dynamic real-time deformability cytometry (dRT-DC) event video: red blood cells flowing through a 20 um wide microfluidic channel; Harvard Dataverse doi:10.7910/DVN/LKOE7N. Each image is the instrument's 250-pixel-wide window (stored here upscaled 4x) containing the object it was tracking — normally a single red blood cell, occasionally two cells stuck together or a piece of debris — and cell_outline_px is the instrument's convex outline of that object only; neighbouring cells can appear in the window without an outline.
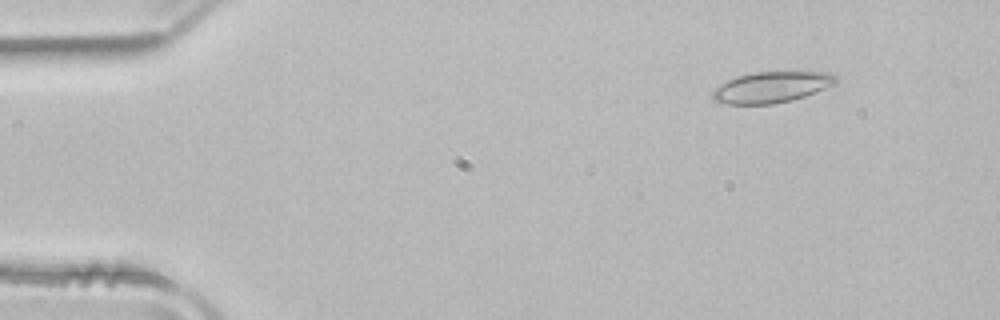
{"species": "common noctule bat (a hibernating species)", "species_latin": "Nyctalus noctula", "temperature_condition": "room temperature", "stored_images_in_passage": 47, "camera_frame_rate_fps": 3000, "um_per_image_px": 0.085, "animal": {"sex": "male", "body_mass_g": 21.5, "forearm_length_mm": 52.0}, "frame": {"image": 1, "passage_image": 2, "time_ms": 0.333, "image_size_px": [1000, 320], "cell_outline_px": [[836, 84], [816, 92], [792, 100], [772, 104], [728, 104], [716, 100], [712, 96], [712, 88], [736, 76], [756, 72], [828, 72], [836, 76]], "centroid_in_image_um": [65.57, 7.41], "position_along_channel_um": 19.4, "area_um2": 22.2}}
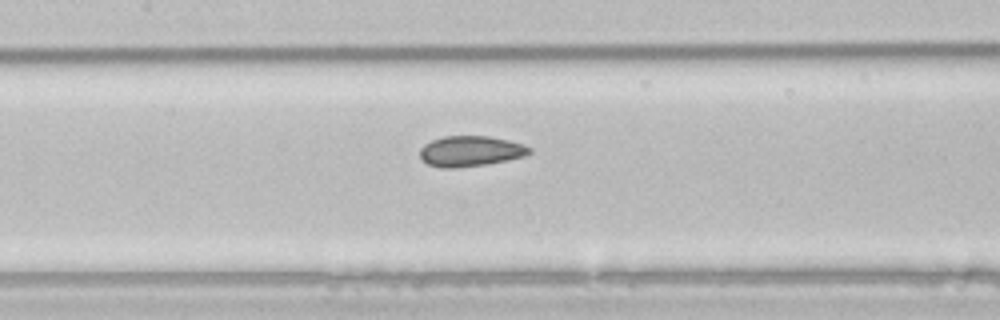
{"frame": {"image": 2, "passage_image": 20, "time_ms": 6.333, "image_size_px": [1000, 320], "cell_outline_px": [[532, 152], [524, 156], [508, 160], [484, 164], [456, 168], [440, 168], [428, 164], [420, 160], [420, 148], [424, 144], [432, 140], [444, 136], [488, 136], [508, 140], [524, 144], [532, 148]], "centroid_in_image_um": [39.98, 12.85], "position_along_channel_um": 167.4, "area_um2": 19.59}}
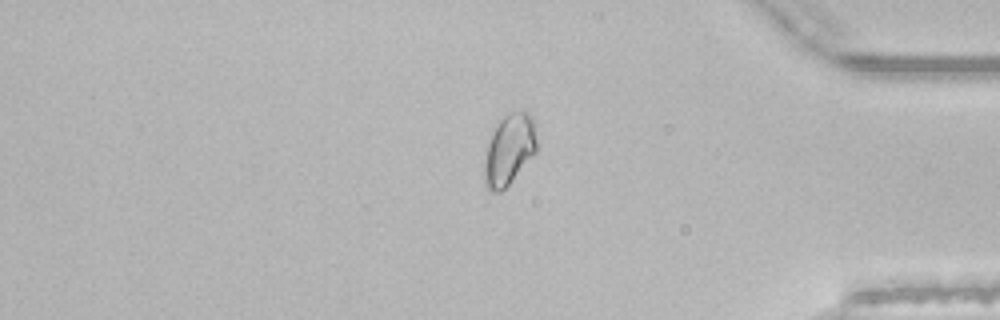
{"frame": {"image": 3, "passage_image": 39, "time_ms": 12.667, "image_size_px": [1000, 320], "cell_outline_px": [[536, 152], [512, 180], [500, 192], [492, 192], [484, 184], [484, 160], [488, 144], [492, 132], [496, 124], [504, 116], [520, 108], [524, 108], [532, 116], [536, 140]], "centroid_in_image_um": [43.27, 12.68], "position_along_channel_um": 391.9, "area_um2": 21.62}, "authors_computed_cell_mechanics": {"area_um2": 20.23, "velocity_mm_per_s": 3.9574, "shape_relaxation_time_tau1_ms": null, "shape_relaxation_time_tau2_ms": 1.6263, "deformation_change_tau1": null, "deformation_change_tau2": 0.0487}}